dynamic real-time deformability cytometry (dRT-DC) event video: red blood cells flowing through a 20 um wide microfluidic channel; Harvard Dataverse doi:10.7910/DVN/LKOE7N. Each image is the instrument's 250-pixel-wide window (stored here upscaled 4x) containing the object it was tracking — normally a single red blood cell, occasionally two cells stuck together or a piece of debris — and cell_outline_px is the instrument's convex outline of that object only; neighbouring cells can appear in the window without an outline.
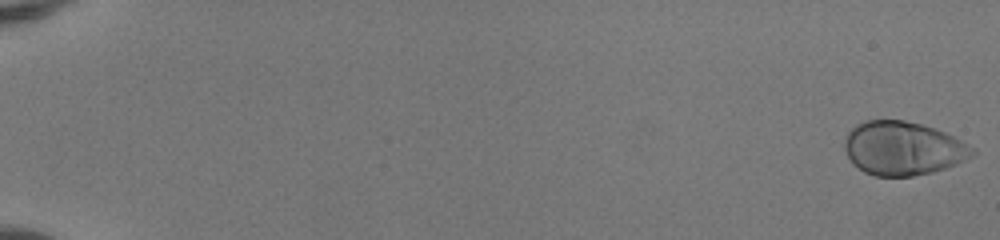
{"species": "human", "species_latin": "Homo sapiens", "temperature_condition": "room temperature", "stored_images_in_passage": 52, "camera_frame_rate_fps": 3000, "um_per_image_px": 0.085, "donor": {"sex": "female"}, "frame": {"image": 1, "passage_image": 1, "time_ms": 0.0, "image_size_px": [1000, 240], "cell_outline_px": [[976, 156], [956, 164], [932, 172], [912, 176], [876, 176], [864, 172], [852, 164], [844, 148], [844, 140], [848, 132], [856, 124], [864, 120], [904, 120], [920, 124], [944, 132], [976, 148]], "centroid_in_image_um": [76.75, 12.61], "position_along_channel_um": 8.2, "area_um2": 40.11}}
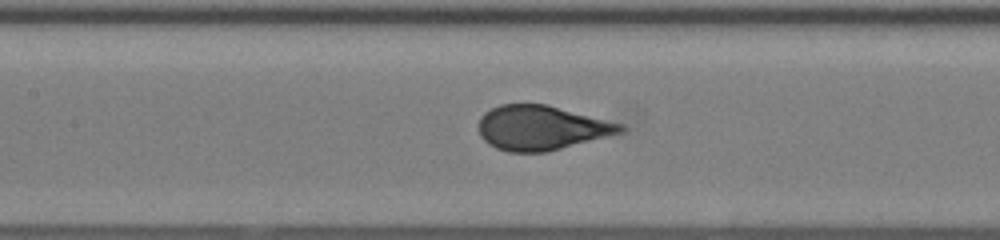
{"frame": {"image": 2, "passage_image": 27, "time_ms": 8.667, "image_size_px": [1000, 240], "cell_outline_px": [[628, 128], [624, 132], [544, 152], [508, 152], [496, 148], [488, 144], [480, 136], [480, 116], [484, 112], [500, 104], [548, 104], [624, 124]], "centroid_in_image_um": [46.04, 10.85], "position_along_channel_um": 161.4, "area_um2": 36.82}}
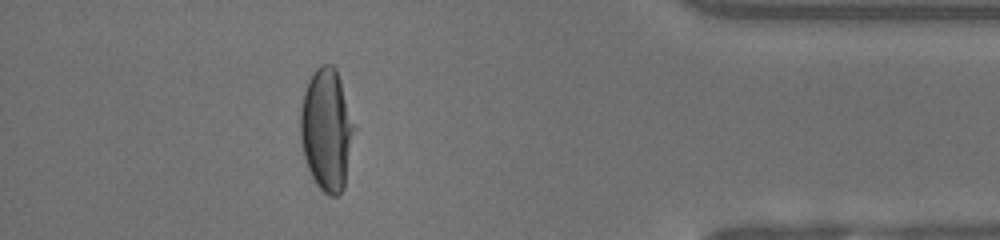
{"frame": {"image": 3, "passage_image": 47, "time_ms": 15.333, "image_size_px": [1000, 240], "cell_outline_px": [[356, 128], [344, 188], [336, 196], [328, 196], [316, 184], [308, 168], [304, 156], [300, 140], [300, 108], [304, 92], [308, 80], [316, 68], [320, 64], [332, 64], [336, 68], [356, 124]], "centroid_in_image_um": [27.78, 11.01], "position_along_channel_um": 407.4, "area_um2": 38.84}, "authors_computed_cell_mechanics": {"area_um2": 37.9457, "velocity_mm_per_s": 4.1616, "shape_relaxation_time_tau1_ms": 4.0965, "shape_relaxation_time_tau2_ms": null, "deformation_change_tau1": 0.2338, "deformation_change_tau2": null}}